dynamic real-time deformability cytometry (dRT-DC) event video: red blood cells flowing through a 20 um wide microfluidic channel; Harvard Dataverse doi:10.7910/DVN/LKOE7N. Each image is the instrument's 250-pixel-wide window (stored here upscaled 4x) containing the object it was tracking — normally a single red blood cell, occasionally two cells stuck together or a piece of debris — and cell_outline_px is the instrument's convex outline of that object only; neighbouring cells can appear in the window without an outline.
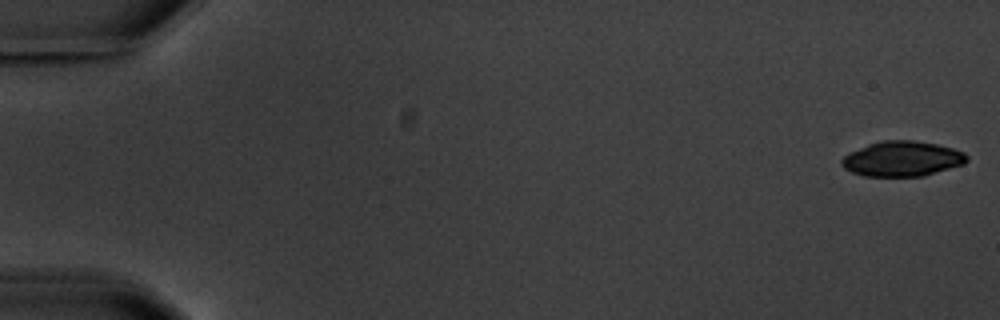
{"species": "common noctule bat (a hibernating species)", "species_latin": "Nyctalus noctula", "temperature_condition": "warm", "stored_images_in_passage": 7, "camera_frame_rate_fps": 3000, "um_per_image_px": 0.085, "animal": {"sex": "male", "body_mass_g": 20.1, "forearm_length_mm": 53.5}, "frame": {"image": 1, "passage_image": 1, "time_ms": 0.0, "image_size_px": [1000, 320], "cell_outline_px": [[968, 160], [964, 164], [924, 176], [864, 176], [852, 172], [844, 168], [840, 164], [840, 160], [848, 152], [868, 144], [880, 140], [912, 140], [936, 144], [952, 148], [964, 152], [968, 156]], "centroid_in_image_um": [76.67, 13.49], "position_along_channel_um": 8.3, "area_um2": 25.78}}
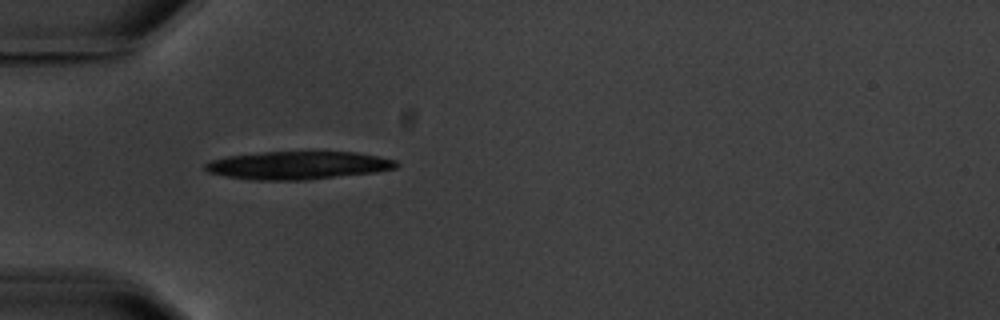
{"frame": {"image": 2, "passage_image": 5, "time_ms": 5.667, "image_size_px": [1000, 320], "cell_outline_px": [[400, 164], [396, 168], [376, 172], [308, 180], [256, 180], [224, 176], [208, 172], [204, 168], [204, 164], [212, 160], [228, 156], [264, 152], [356, 152], [396, 160]], "centroid_in_image_um": [25.34, 14.06], "position_along_channel_um": 59.7, "area_um2": 31.15}}